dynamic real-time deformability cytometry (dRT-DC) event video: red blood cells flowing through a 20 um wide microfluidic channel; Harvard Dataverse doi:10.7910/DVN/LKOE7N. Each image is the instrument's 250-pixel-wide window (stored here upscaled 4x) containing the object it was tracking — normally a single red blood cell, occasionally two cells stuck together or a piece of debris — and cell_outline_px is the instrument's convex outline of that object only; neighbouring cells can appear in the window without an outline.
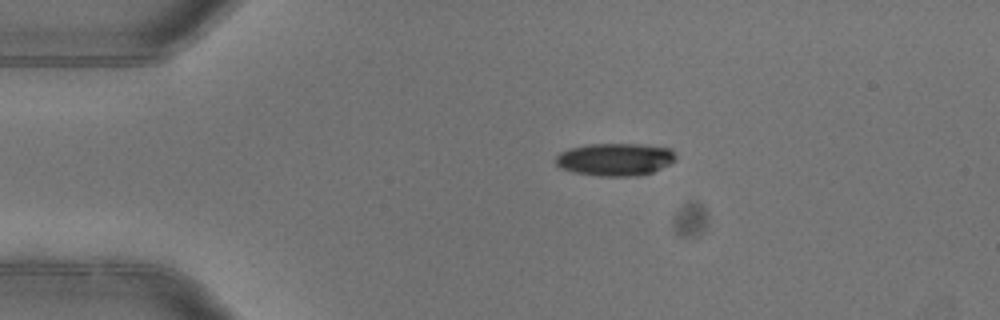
{"species": "common noctule bat (a hibernating species)", "species_latin": "Nyctalus noctula", "temperature_condition": "warm", "stored_images_in_passage": 1, "camera_frame_rate_fps": 3000, "um_per_image_px": 0.085, "animal": {"sex": "female"}, "frame": {"image": 1, "passage_image": 1, "time_ms": 0.0, "image_size_px": [1000, 320], "cell_outline_px": [[676, 160], [652, 172], [636, 176], [600, 176], [572, 172], [560, 168], [556, 164], [556, 156], [560, 152], [568, 148], [588, 144], [644, 144], [672, 148], [676, 156]], "centroid_in_image_um": [52.28, 13.54], "position_along_channel_um": 32.7, "area_um2": 23.0}}